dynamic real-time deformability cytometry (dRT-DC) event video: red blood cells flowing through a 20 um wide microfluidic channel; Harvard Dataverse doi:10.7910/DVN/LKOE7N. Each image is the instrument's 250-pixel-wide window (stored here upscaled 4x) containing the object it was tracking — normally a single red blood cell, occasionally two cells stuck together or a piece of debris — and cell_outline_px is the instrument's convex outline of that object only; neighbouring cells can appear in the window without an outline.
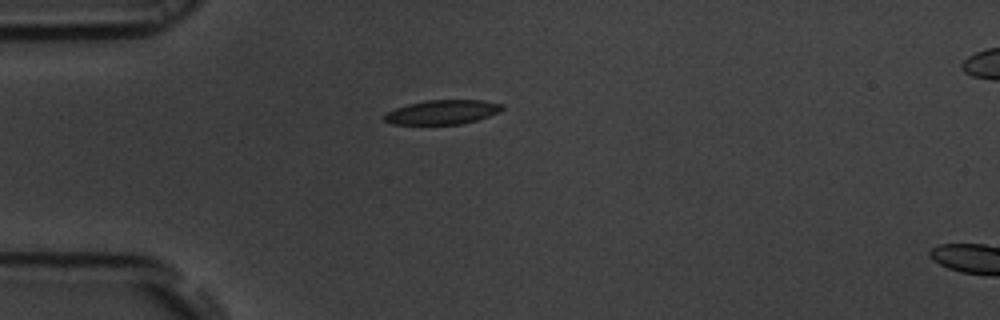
{"species": "common noctule bat (a hibernating species)", "species_latin": "Nyctalus noctula", "temperature_condition": "room temperature", "stored_images_in_passage": 40, "camera_frame_rate_fps": 3000, "um_per_image_px": 0.085, "animal": {"sex": "male", "body_mass_g": 19.5, "forearm_length_mm": 54.6}, "frame": {"image": 1, "passage_image": 1, "time_ms": 0.0, "image_size_px": [1000, 320], "cell_outline_px": [[504, 108], [500, 112], [476, 120], [460, 124], [392, 124], [384, 120], [384, 116], [388, 112], [396, 108], [408, 104], [424, 100], [484, 100], [504, 104]], "centroid_in_image_um": [37.64, 9.52], "position_along_channel_um": 47.4, "area_um2": 16.65}}
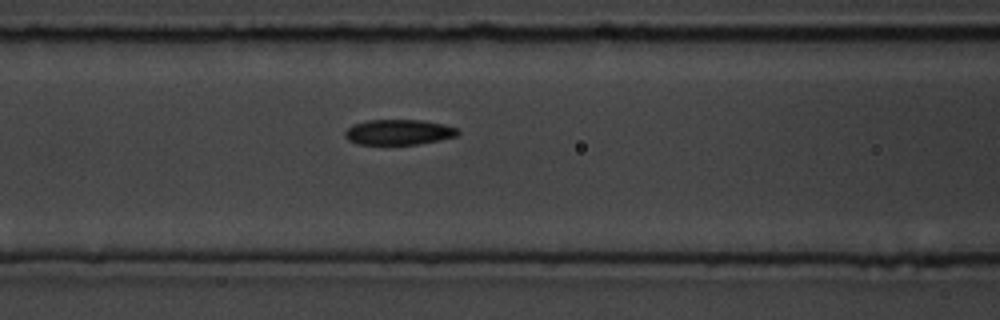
{"frame": {"image": 2, "passage_image": 9, "time_ms": 2.667, "image_size_px": [1000, 320], "cell_outline_px": [[460, 132], [456, 136], [440, 140], [420, 144], [356, 144], [348, 140], [344, 136], [344, 132], [352, 124], [368, 120], [420, 120], [444, 124], [460, 128]], "centroid_in_image_um": [33.9, 11.23], "position_along_channel_um": 132.7, "area_um2": 16.82}}
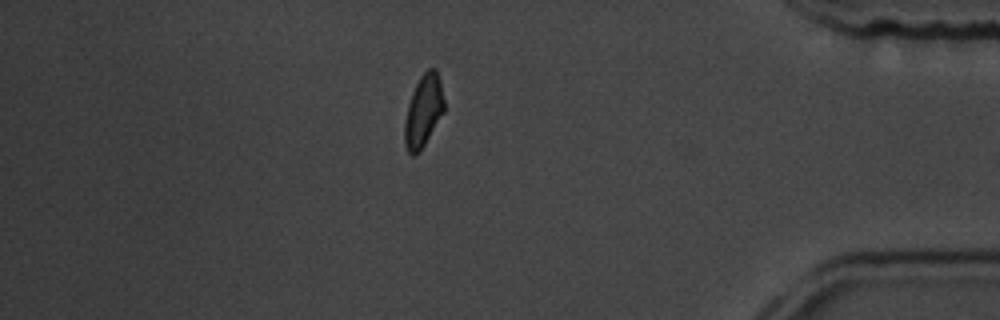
{"frame": {"image": 3, "passage_image": 33, "time_ms": 10.667, "image_size_px": [1000, 320], "cell_outline_px": [[444, 112], [420, 152], [416, 156], [412, 156], [408, 152], [404, 144], [404, 124], [408, 104], [412, 92], [420, 76], [428, 68], [436, 68], [440, 80], [444, 100]], "centroid_in_image_um": [35.98, 9.45], "position_along_channel_um": 399.2, "area_um2": 16.76}, "authors_computed_cell_mechanics": {"area_um2": 17.051, "velocity_mm_per_s": 3.7844, "shape_relaxation_time_tau1_ms": 3.4285, "shape_relaxation_time_tau2_ms": 1.5529, "deformation_change_tau1": 0.1189, "deformation_change_tau2": 0.0574}}